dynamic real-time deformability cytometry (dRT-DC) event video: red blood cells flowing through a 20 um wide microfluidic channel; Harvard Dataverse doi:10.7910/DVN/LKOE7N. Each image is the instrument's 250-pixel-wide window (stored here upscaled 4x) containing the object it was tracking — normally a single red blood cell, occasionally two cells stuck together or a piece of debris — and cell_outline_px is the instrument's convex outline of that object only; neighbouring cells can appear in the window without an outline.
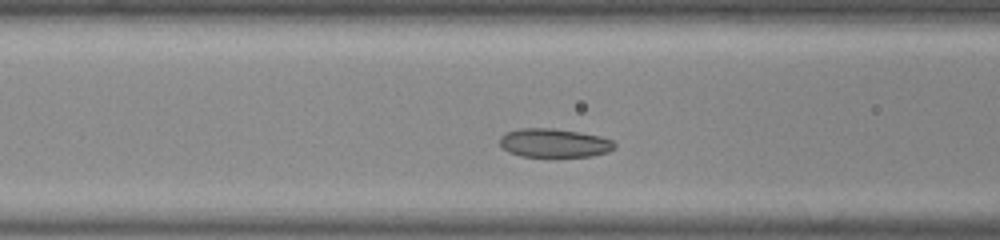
{"species": "common noctule bat (a hibernating species)", "species_latin": "Nyctalus noctula", "temperature_condition": "room temperature", "stored_images_in_passage": 36, "camera_frame_rate_fps": 3000, "um_per_image_px": 0.085, "animal": {"sex": "male", "body_mass_g": 20.0, "forearm_length_mm": 53.3}, "frame": {"image": 1, "passage_image": 9, "time_ms": 2.667, "image_size_px": [1000, 240], "cell_outline_px": [[616, 144], [608, 152], [592, 156], [520, 156], [508, 152], [500, 144], [500, 136], [508, 132], [520, 128], [552, 128], [580, 132], [600, 136], [612, 140]], "centroid_in_image_um": [47.1, 12.15], "position_along_channel_um": 119.5, "area_um2": 19.07}}
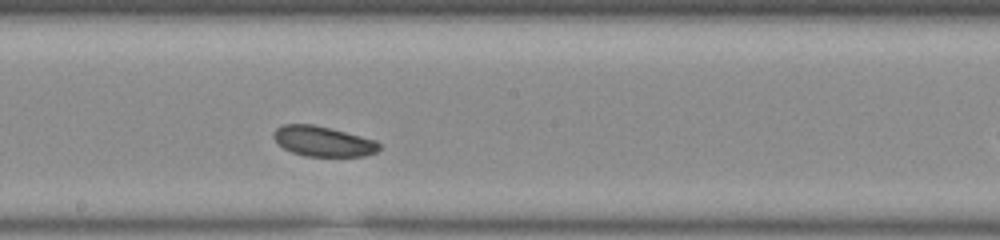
{"frame": {"image": 2, "passage_image": 17, "time_ms": 5.333, "image_size_px": [1000, 240], "cell_outline_px": [[380, 148], [376, 152], [364, 156], [304, 156], [292, 152], [284, 148], [272, 136], [272, 132], [276, 128], [284, 124], [312, 124], [376, 140], [380, 144]], "centroid_in_image_um": [27.44, 12.01], "position_along_channel_um": 220.8, "area_um2": 18.38}}
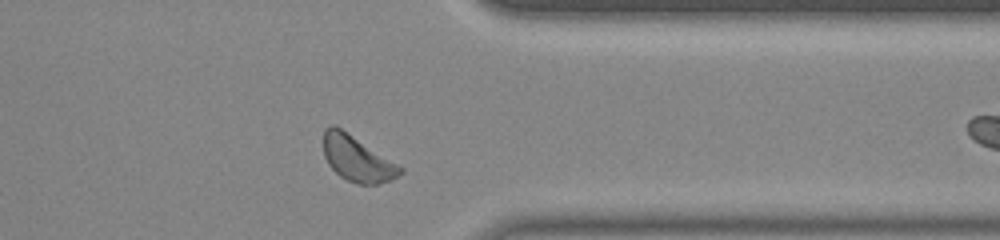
{"frame": {"image": 3, "passage_image": 30, "time_ms": 9.667, "image_size_px": [1000, 240], "cell_outline_px": [[404, 172], [392, 180], [376, 184], [356, 184], [340, 176], [328, 164], [324, 156], [324, 128], [328, 124], [332, 124], [340, 128], [404, 168]], "centroid_in_image_um": [30.35, 13.5], "position_along_channel_um": 381.0, "area_um2": 20.11}, "authors_computed_cell_mechanics": {"area_um2": 19.2474, "velocity_mm_per_s": 3.8131, "shape_relaxation_time_tau1_ms": 1.0386, "shape_relaxation_time_tau2_ms": null, "deformation_change_tau1": 0.0449, "deformation_change_tau2": null}}